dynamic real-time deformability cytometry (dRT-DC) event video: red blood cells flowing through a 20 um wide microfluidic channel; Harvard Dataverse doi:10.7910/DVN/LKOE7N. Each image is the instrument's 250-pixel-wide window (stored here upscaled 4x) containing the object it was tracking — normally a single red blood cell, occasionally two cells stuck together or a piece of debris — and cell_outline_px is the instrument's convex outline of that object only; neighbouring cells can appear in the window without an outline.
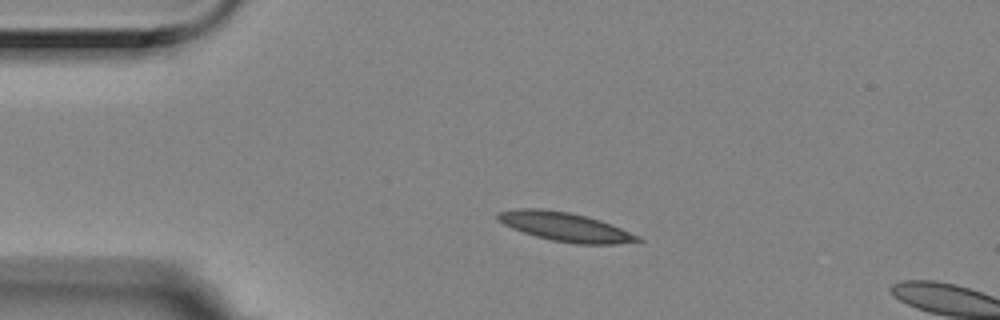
{"species": "Egyptian fruit bat (a non-hibernating species)", "species_latin": "Rousettus aegyptiacus", "temperature_condition": "room temperature", "stored_images_in_passage": 3, "camera_frame_rate_fps": 3000, "um_per_image_px": 0.085, "animal": {"sex": "female"}, "frame": {"image": 1, "passage_image": 2, "time_ms": 0.333, "image_size_px": [1000, 320], "cell_outline_px": [[644, 240], [616, 244], [576, 244], [552, 240], [536, 236], [512, 228], [496, 220], [496, 212], [516, 208], [544, 208], [568, 212], [600, 220], [612, 224], [640, 236]], "centroid_in_image_um": [48.01, 19.27], "position_along_channel_um": 37.0, "area_um2": 23.64}}